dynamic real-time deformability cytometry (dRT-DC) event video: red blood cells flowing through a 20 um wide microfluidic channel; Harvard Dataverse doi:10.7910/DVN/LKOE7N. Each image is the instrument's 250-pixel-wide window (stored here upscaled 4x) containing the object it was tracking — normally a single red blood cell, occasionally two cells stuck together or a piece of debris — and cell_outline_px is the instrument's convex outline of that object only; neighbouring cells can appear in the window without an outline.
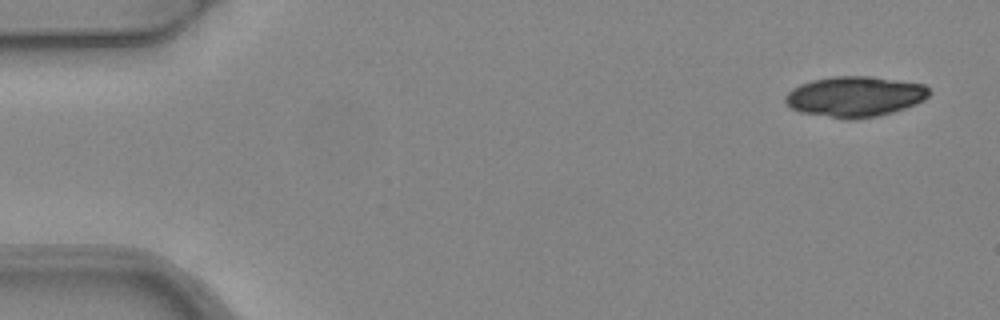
{"species": "common noctule bat (a hibernating species)", "species_latin": "Nyctalus noctula", "temperature_condition": "warm", "stored_images_in_passage": 7, "camera_frame_rate_fps": 3000, "um_per_image_px": 0.085, "animal": {"sex": "female", "body_mass_g": 24.6, "forearm_length_mm": 56.2}, "frame": {"image": 1, "passage_image": 1, "time_ms": 0.0, "image_size_px": [1000, 320], "cell_outline_px": [[928, 96], [924, 100], [916, 104], [892, 112], [876, 116], [852, 120], [844, 120], [800, 112], [792, 108], [784, 100], [784, 96], [792, 88], [800, 84], [812, 80], [832, 76], [872, 76], [924, 84], [928, 88]], "centroid_in_image_um": [72.64, 8.21], "position_along_channel_um": 12.4, "area_um2": 34.1}}
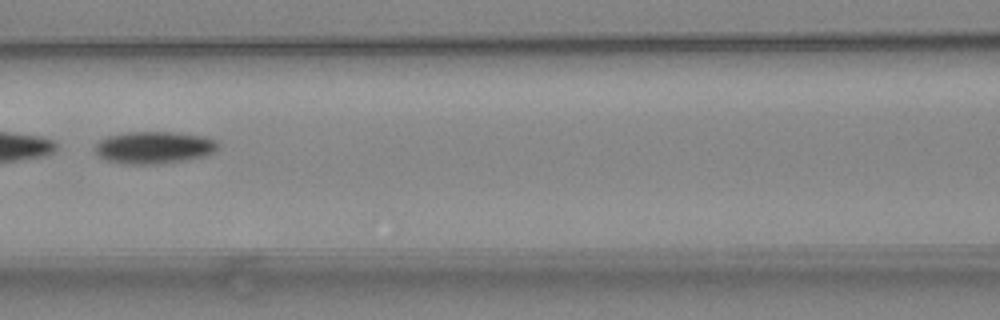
{"frame": {"image": 2, "passage_image": 6, "time_ms": 1.667, "image_size_px": [1000, 320], "cell_outline_px": [[220, 144], [212, 152], [204, 156], [184, 160], [156, 164], [124, 164], [104, 160], [96, 152], [96, 144], [100, 140], [108, 136], [128, 132], [172, 132], [208, 136], [216, 140]], "centroid_in_image_um": [13.1, 12.53], "position_along_channel_um": 153.5, "area_um2": 23.06}}
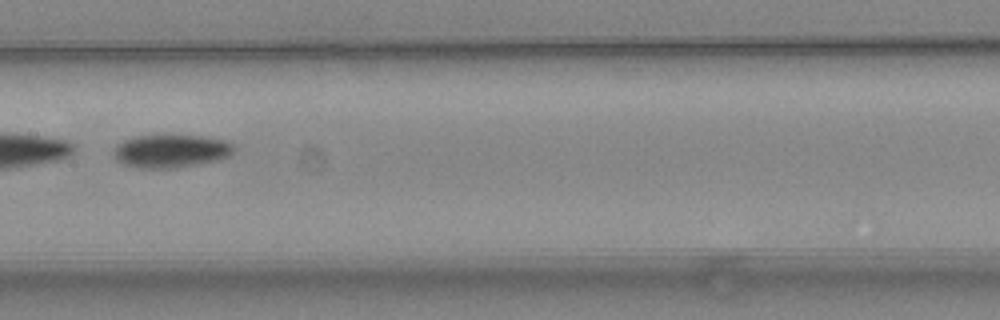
{"frame": {"image": 3, "passage_image": 7, "time_ms": 2.0, "image_size_px": [1000, 320], "cell_outline_px": [[236, 152], [220, 160], [176, 168], [140, 168], [124, 164], [116, 160], [112, 156], [112, 152], [116, 144], [132, 136], [208, 136], [228, 140], [236, 148]], "centroid_in_image_um": [14.56, 12.84], "position_along_channel_um": 192.8, "area_um2": 23.58}}